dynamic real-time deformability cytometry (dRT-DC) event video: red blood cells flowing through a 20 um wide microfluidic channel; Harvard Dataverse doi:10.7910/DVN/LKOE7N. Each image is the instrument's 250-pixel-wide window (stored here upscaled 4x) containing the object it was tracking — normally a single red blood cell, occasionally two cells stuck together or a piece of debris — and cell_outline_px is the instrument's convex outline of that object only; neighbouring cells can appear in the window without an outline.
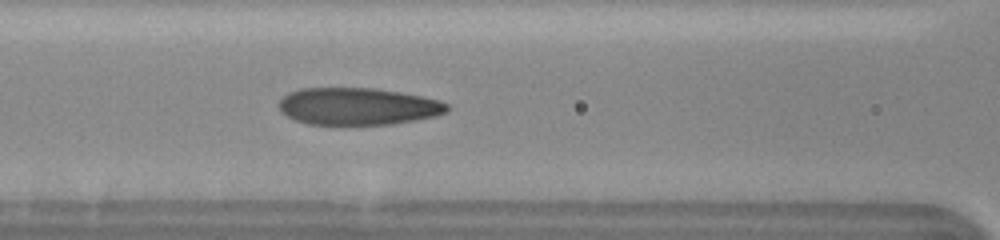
{"species": "human", "species_latin": "Homo sapiens", "temperature_condition": "cold", "stored_images_in_passage": 16, "camera_frame_rate_fps": 3000, "um_per_image_px": 0.085, "donor": {"sex": "female"}, "frame": {"image": 1, "passage_image": 16, "time_ms": 5.0, "image_size_px": [1000, 240], "cell_outline_px": [[448, 112], [436, 116], [416, 120], [392, 124], [308, 124], [296, 120], [280, 112], [280, 100], [288, 92], [300, 88], [372, 88], [400, 92], [440, 100], [448, 104]], "centroid_in_image_um": [30.43, 9.04], "position_along_channel_um": 136.2, "area_um2": 36.36}}